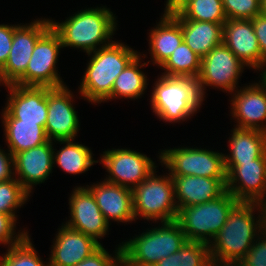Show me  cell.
Returning <instances> with one entry per match:
<instances>
[{
    "label": "cell",
    "mask_w": 266,
    "mask_h": 266,
    "mask_svg": "<svg viewBox=\"0 0 266 266\" xmlns=\"http://www.w3.org/2000/svg\"><path fill=\"white\" fill-rule=\"evenodd\" d=\"M259 236L236 266H266V228Z\"/></svg>",
    "instance_id": "e575fe53"
},
{
    "label": "cell",
    "mask_w": 266,
    "mask_h": 266,
    "mask_svg": "<svg viewBox=\"0 0 266 266\" xmlns=\"http://www.w3.org/2000/svg\"><path fill=\"white\" fill-rule=\"evenodd\" d=\"M224 153L199 148L165 149L159 155L171 176H203L226 179Z\"/></svg>",
    "instance_id": "ba28073f"
},
{
    "label": "cell",
    "mask_w": 266,
    "mask_h": 266,
    "mask_svg": "<svg viewBox=\"0 0 266 266\" xmlns=\"http://www.w3.org/2000/svg\"><path fill=\"white\" fill-rule=\"evenodd\" d=\"M87 188L94 195L108 223L110 220L126 223L135 221L132 189L105 180L92 186L87 185Z\"/></svg>",
    "instance_id": "44dd1931"
},
{
    "label": "cell",
    "mask_w": 266,
    "mask_h": 266,
    "mask_svg": "<svg viewBox=\"0 0 266 266\" xmlns=\"http://www.w3.org/2000/svg\"><path fill=\"white\" fill-rule=\"evenodd\" d=\"M115 250V257H112L109 252L101 245L94 253L85 258L76 266H113L121 256V247Z\"/></svg>",
    "instance_id": "8d00e7d4"
},
{
    "label": "cell",
    "mask_w": 266,
    "mask_h": 266,
    "mask_svg": "<svg viewBox=\"0 0 266 266\" xmlns=\"http://www.w3.org/2000/svg\"><path fill=\"white\" fill-rule=\"evenodd\" d=\"M245 66L224 43L217 45L201 59L200 72L196 78L201 99L204 100L206 86L231 93L236 91Z\"/></svg>",
    "instance_id": "30bf717a"
},
{
    "label": "cell",
    "mask_w": 266,
    "mask_h": 266,
    "mask_svg": "<svg viewBox=\"0 0 266 266\" xmlns=\"http://www.w3.org/2000/svg\"><path fill=\"white\" fill-rule=\"evenodd\" d=\"M113 266H134V265L128 263L123 257L120 256Z\"/></svg>",
    "instance_id": "b9f144b4"
},
{
    "label": "cell",
    "mask_w": 266,
    "mask_h": 266,
    "mask_svg": "<svg viewBox=\"0 0 266 266\" xmlns=\"http://www.w3.org/2000/svg\"><path fill=\"white\" fill-rule=\"evenodd\" d=\"M60 48H63L60 37L50 27L37 40L26 72L14 84L50 88L64 86L56 70Z\"/></svg>",
    "instance_id": "9c48e42d"
},
{
    "label": "cell",
    "mask_w": 266,
    "mask_h": 266,
    "mask_svg": "<svg viewBox=\"0 0 266 266\" xmlns=\"http://www.w3.org/2000/svg\"><path fill=\"white\" fill-rule=\"evenodd\" d=\"M12 170H14V156L9 150L6 153L0 149V182L13 179L14 171Z\"/></svg>",
    "instance_id": "ab89813d"
},
{
    "label": "cell",
    "mask_w": 266,
    "mask_h": 266,
    "mask_svg": "<svg viewBox=\"0 0 266 266\" xmlns=\"http://www.w3.org/2000/svg\"><path fill=\"white\" fill-rule=\"evenodd\" d=\"M178 210L220 197L226 191V179L203 176H171ZM178 200V201H177Z\"/></svg>",
    "instance_id": "7402d4cb"
},
{
    "label": "cell",
    "mask_w": 266,
    "mask_h": 266,
    "mask_svg": "<svg viewBox=\"0 0 266 266\" xmlns=\"http://www.w3.org/2000/svg\"><path fill=\"white\" fill-rule=\"evenodd\" d=\"M16 219L12 215L0 213V244L8 245V248L19 243L28 234L27 231L16 234Z\"/></svg>",
    "instance_id": "d590c367"
},
{
    "label": "cell",
    "mask_w": 266,
    "mask_h": 266,
    "mask_svg": "<svg viewBox=\"0 0 266 266\" xmlns=\"http://www.w3.org/2000/svg\"><path fill=\"white\" fill-rule=\"evenodd\" d=\"M252 23L261 50L264 72L266 69V16L260 14L252 19Z\"/></svg>",
    "instance_id": "f35d334b"
},
{
    "label": "cell",
    "mask_w": 266,
    "mask_h": 266,
    "mask_svg": "<svg viewBox=\"0 0 266 266\" xmlns=\"http://www.w3.org/2000/svg\"><path fill=\"white\" fill-rule=\"evenodd\" d=\"M227 20H252L261 14V0H222Z\"/></svg>",
    "instance_id": "836d02e7"
},
{
    "label": "cell",
    "mask_w": 266,
    "mask_h": 266,
    "mask_svg": "<svg viewBox=\"0 0 266 266\" xmlns=\"http://www.w3.org/2000/svg\"><path fill=\"white\" fill-rule=\"evenodd\" d=\"M29 195L15 177L0 182V213L16 218V209L27 202Z\"/></svg>",
    "instance_id": "d6a6232c"
},
{
    "label": "cell",
    "mask_w": 266,
    "mask_h": 266,
    "mask_svg": "<svg viewBox=\"0 0 266 266\" xmlns=\"http://www.w3.org/2000/svg\"><path fill=\"white\" fill-rule=\"evenodd\" d=\"M154 86L150 100L152 110L165 122L185 121L202 105L194 79L161 75Z\"/></svg>",
    "instance_id": "5b68a950"
},
{
    "label": "cell",
    "mask_w": 266,
    "mask_h": 266,
    "mask_svg": "<svg viewBox=\"0 0 266 266\" xmlns=\"http://www.w3.org/2000/svg\"><path fill=\"white\" fill-rule=\"evenodd\" d=\"M201 58L188 45L182 43L161 66L164 76L190 78L196 80L200 72Z\"/></svg>",
    "instance_id": "f1b7e54d"
},
{
    "label": "cell",
    "mask_w": 266,
    "mask_h": 266,
    "mask_svg": "<svg viewBox=\"0 0 266 266\" xmlns=\"http://www.w3.org/2000/svg\"><path fill=\"white\" fill-rule=\"evenodd\" d=\"M99 161L109 173L105 181L133 189L156 168L151 158L130 149H113L103 152Z\"/></svg>",
    "instance_id": "4fadbf2b"
},
{
    "label": "cell",
    "mask_w": 266,
    "mask_h": 266,
    "mask_svg": "<svg viewBox=\"0 0 266 266\" xmlns=\"http://www.w3.org/2000/svg\"><path fill=\"white\" fill-rule=\"evenodd\" d=\"M53 149V142L49 140L14 156V176L29 194L34 185L44 183L52 172Z\"/></svg>",
    "instance_id": "ac0fdd59"
},
{
    "label": "cell",
    "mask_w": 266,
    "mask_h": 266,
    "mask_svg": "<svg viewBox=\"0 0 266 266\" xmlns=\"http://www.w3.org/2000/svg\"><path fill=\"white\" fill-rule=\"evenodd\" d=\"M18 25L0 24V69L5 65L12 46L14 30Z\"/></svg>",
    "instance_id": "74e56055"
},
{
    "label": "cell",
    "mask_w": 266,
    "mask_h": 266,
    "mask_svg": "<svg viewBox=\"0 0 266 266\" xmlns=\"http://www.w3.org/2000/svg\"><path fill=\"white\" fill-rule=\"evenodd\" d=\"M261 15L266 16V0H261Z\"/></svg>",
    "instance_id": "7bdbcfd3"
},
{
    "label": "cell",
    "mask_w": 266,
    "mask_h": 266,
    "mask_svg": "<svg viewBox=\"0 0 266 266\" xmlns=\"http://www.w3.org/2000/svg\"><path fill=\"white\" fill-rule=\"evenodd\" d=\"M140 53L117 76L112 88V99L124 97L138 99L147 88V76L139 69L148 63L140 62ZM141 64V65H140Z\"/></svg>",
    "instance_id": "4316f807"
},
{
    "label": "cell",
    "mask_w": 266,
    "mask_h": 266,
    "mask_svg": "<svg viewBox=\"0 0 266 266\" xmlns=\"http://www.w3.org/2000/svg\"><path fill=\"white\" fill-rule=\"evenodd\" d=\"M176 21L181 25L183 41L201 59L223 43V24L208 21Z\"/></svg>",
    "instance_id": "cb8c5ba5"
},
{
    "label": "cell",
    "mask_w": 266,
    "mask_h": 266,
    "mask_svg": "<svg viewBox=\"0 0 266 266\" xmlns=\"http://www.w3.org/2000/svg\"><path fill=\"white\" fill-rule=\"evenodd\" d=\"M224 164L228 192L239 202L266 204V157Z\"/></svg>",
    "instance_id": "8fae6325"
},
{
    "label": "cell",
    "mask_w": 266,
    "mask_h": 266,
    "mask_svg": "<svg viewBox=\"0 0 266 266\" xmlns=\"http://www.w3.org/2000/svg\"><path fill=\"white\" fill-rule=\"evenodd\" d=\"M191 1L193 0H167L164 14L176 15Z\"/></svg>",
    "instance_id": "60d3db41"
},
{
    "label": "cell",
    "mask_w": 266,
    "mask_h": 266,
    "mask_svg": "<svg viewBox=\"0 0 266 266\" xmlns=\"http://www.w3.org/2000/svg\"><path fill=\"white\" fill-rule=\"evenodd\" d=\"M38 256L29 235L19 243L8 248L6 254L0 258V266H48Z\"/></svg>",
    "instance_id": "1f68e13d"
},
{
    "label": "cell",
    "mask_w": 266,
    "mask_h": 266,
    "mask_svg": "<svg viewBox=\"0 0 266 266\" xmlns=\"http://www.w3.org/2000/svg\"><path fill=\"white\" fill-rule=\"evenodd\" d=\"M255 209L260 211L258 220L253 214ZM255 220L257 221L255 222ZM265 228V205L254 202H238L230 211L220 232L209 244L213 265L236 266L251 249L256 240L255 237H258Z\"/></svg>",
    "instance_id": "6da1fadb"
},
{
    "label": "cell",
    "mask_w": 266,
    "mask_h": 266,
    "mask_svg": "<svg viewBox=\"0 0 266 266\" xmlns=\"http://www.w3.org/2000/svg\"><path fill=\"white\" fill-rule=\"evenodd\" d=\"M73 94L67 86L47 87V120L45 131L49 140H74L79 129V119L73 107Z\"/></svg>",
    "instance_id": "5bb4252c"
},
{
    "label": "cell",
    "mask_w": 266,
    "mask_h": 266,
    "mask_svg": "<svg viewBox=\"0 0 266 266\" xmlns=\"http://www.w3.org/2000/svg\"><path fill=\"white\" fill-rule=\"evenodd\" d=\"M260 79L259 83L244 86L232 93L231 114L237 119L236 128L266 132V80L262 76Z\"/></svg>",
    "instance_id": "9a60e30c"
},
{
    "label": "cell",
    "mask_w": 266,
    "mask_h": 266,
    "mask_svg": "<svg viewBox=\"0 0 266 266\" xmlns=\"http://www.w3.org/2000/svg\"><path fill=\"white\" fill-rule=\"evenodd\" d=\"M238 202L226 190L220 197L209 202L180 208L176 220L186 235L187 241H198L209 245Z\"/></svg>",
    "instance_id": "8992f818"
},
{
    "label": "cell",
    "mask_w": 266,
    "mask_h": 266,
    "mask_svg": "<svg viewBox=\"0 0 266 266\" xmlns=\"http://www.w3.org/2000/svg\"><path fill=\"white\" fill-rule=\"evenodd\" d=\"M159 24L150 31L149 48L152 61L162 66L183 41L181 25L171 16L163 14Z\"/></svg>",
    "instance_id": "d4e9b609"
},
{
    "label": "cell",
    "mask_w": 266,
    "mask_h": 266,
    "mask_svg": "<svg viewBox=\"0 0 266 266\" xmlns=\"http://www.w3.org/2000/svg\"><path fill=\"white\" fill-rule=\"evenodd\" d=\"M175 20L208 21L224 24L227 21L222 0H193L178 14Z\"/></svg>",
    "instance_id": "4dcf8cb0"
},
{
    "label": "cell",
    "mask_w": 266,
    "mask_h": 266,
    "mask_svg": "<svg viewBox=\"0 0 266 266\" xmlns=\"http://www.w3.org/2000/svg\"><path fill=\"white\" fill-rule=\"evenodd\" d=\"M129 241L122 242L121 257L134 266H155L157 262L177 252L187 241L178 221H162Z\"/></svg>",
    "instance_id": "277c9868"
},
{
    "label": "cell",
    "mask_w": 266,
    "mask_h": 266,
    "mask_svg": "<svg viewBox=\"0 0 266 266\" xmlns=\"http://www.w3.org/2000/svg\"><path fill=\"white\" fill-rule=\"evenodd\" d=\"M61 144H66L63 148L55 152L53 149V162L69 174H82L99 161L93 160L91 150L82 144L73 143L72 140H60Z\"/></svg>",
    "instance_id": "83f0119b"
},
{
    "label": "cell",
    "mask_w": 266,
    "mask_h": 266,
    "mask_svg": "<svg viewBox=\"0 0 266 266\" xmlns=\"http://www.w3.org/2000/svg\"><path fill=\"white\" fill-rule=\"evenodd\" d=\"M69 205L71 218L65 223L68 227L91 236L97 242L107 234L109 223L87 187H75Z\"/></svg>",
    "instance_id": "2e32d148"
},
{
    "label": "cell",
    "mask_w": 266,
    "mask_h": 266,
    "mask_svg": "<svg viewBox=\"0 0 266 266\" xmlns=\"http://www.w3.org/2000/svg\"><path fill=\"white\" fill-rule=\"evenodd\" d=\"M155 266H214L209 245L198 241H186L175 253L157 262Z\"/></svg>",
    "instance_id": "f546056e"
},
{
    "label": "cell",
    "mask_w": 266,
    "mask_h": 266,
    "mask_svg": "<svg viewBox=\"0 0 266 266\" xmlns=\"http://www.w3.org/2000/svg\"><path fill=\"white\" fill-rule=\"evenodd\" d=\"M9 96L5 109L22 122L37 123L45 128L47 120V87L6 85Z\"/></svg>",
    "instance_id": "e0dca14e"
},
{
    "label": "cell",
    "mask_w": 266,
    "mask_h": 266,
    "mask_svg": "<svg viewBox=\"0 0 266 266\" xmlns=\"http://www.w3.org/2000/svg\"><path fill=\"white\" fill-rule=\"evenodd\" d=\"M231 132L228 140L231 151L223 155L224 162H251L266 157V132L236 127Z\"/></svg>",
    "instance_id": "484cf974"
},
{
    "label": "cell",
    "mask_w": 266,
    "mask_h": 266,
    "mask_svg": "<svg viewBox=\"0 0 266 266\" xmlns=\"http://www.w3.org/2000/svg\"><path fill=\"white\" fill-rule=\"evenodd\" d=\"M60 228L53 241L48 266H76L102 245L66 224Z\"/></svg>",
    "instance_id": "d6986e66"
},
{
    "label": "cell",
    "mask_w": 266,
    "mask_h": 266,
    "mask_svg": "<svg viewBox=\"0 0 266 266\" xmlns=\"http://www.w3.org/2000/svg\"><path fill=\"white\" fill-rule=\"evenodd\" d=\"M223 43L246 67L262 70V55L252 20H227L223 24Z\"/></svg>",
    "instance_id": "ffe728a7"
},
{
    "label": "cell",
    "mask_w": 266,
    "mask_h": 266,
    "mask_svg": "<svg viewBox=\"0 0 266 266\" xmlns=\"http://www.w3.org/2000/svg\"><path fill=\"white\" fill-rule=\"evenodd\" d=\"M3 110L4 135L13 156L49 141L44 127L37 123L22 122L15 119L5 108Z\"/></svg>",
    "instance_id": "603a6c76"
},
{
    "label": "cell",
    "mask_w": 266,
    "mask_h": 266,
    "mask_svg": "<svg viewBox=\"0 0 266 266\" xmlns=\"http://www.w3.org/2000/svg\"><path fill=\"white\" fill-rule=\"evenodd\" d=\"M91 54L80 83V94L89 102L100 103L112 99V88L117 76L139 54L124 43L116 41Z\"/></svg>",
    "instance_id": "7a4b0ae2"
},
{
    "label": "cell",
    "mask_w": 266,
    "mask_h": 266,
    "mask_svg": "<svg viewBox=\"0 0 266 266\" xmlns=\"http://www.w3.org/2000/svg\"><path fill=\"white\" fill-rule=\"evenodd\" d=\"M115 20L113 12L103 6L80 10L61 23L53 20L50 23L63 47L81 48L90 53L113 42L110 38L117 29Z\"/></svg>",
    "instance_id": "3957f363"
},
{
    "label": "cell",
    "mask_w": 266,
    "mask_h": 266,
    "mask_svg": "<svg viewBox=\"0 0 266 266\" xmlns=\"http://www.w3.org/2000/svg\"><path fill=\"white\" fill-rule=\"evenodd\" d=\"M51 27L50 19H36L15 28L12 46L5 65L0 69V85L14 84L25 72L37 40Z\"/></svg>",
    "instance_id": "7c38bea8"
},
{
    "label": "cell",
    "mask_w": 266,
    "mask_h": 266,
    "mask_svg": "<svg viewBox=\"0 0 266 266\" xmlns=\"http://www.w3.org/2000/svg\"><path fill=\"white\" fill-rule=\"evenodd\" d=\"M155 170L132 189L133 213L135 219L172 221L177 219L174 183L170 174L155 175Z\"/></svg>",
    "instance_id": "52a82bcc"
}]
</instances>
